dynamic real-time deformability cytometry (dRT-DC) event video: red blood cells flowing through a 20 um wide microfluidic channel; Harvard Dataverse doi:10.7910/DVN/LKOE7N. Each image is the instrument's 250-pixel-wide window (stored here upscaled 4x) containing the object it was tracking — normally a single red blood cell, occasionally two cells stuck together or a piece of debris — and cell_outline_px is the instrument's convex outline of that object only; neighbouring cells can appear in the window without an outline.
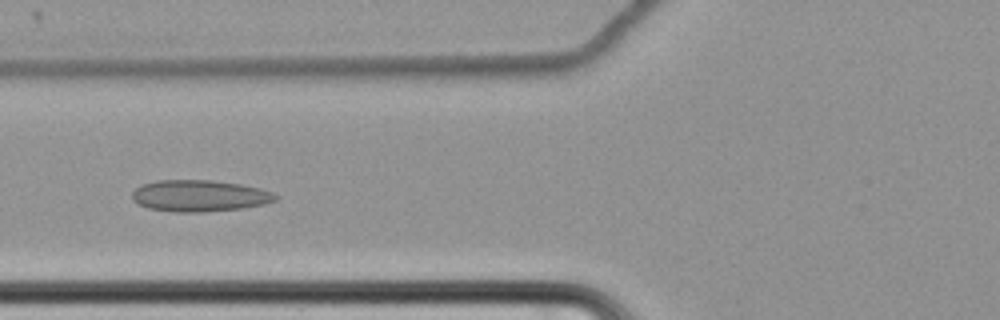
{"species": "common noctule bat (a hibernating species)", "species_latin": "Nyctalus noctula", "temperature_condition": "cold", "stored_images_in_passage": 54, "camera_frame_rate_fps": 3000, "um_per_image_px": 0.085, "animal": {"sex": "female", "body_mass_g": 22.7, "forearm_length_mm": 54.2}, "frame": {"image": 1, "passage_image": 25, "time_ms": 8.0, "image_size_px": [1000, 320], "cell_outline_px": [[276, 200], [264, 204], [240, 208], [204, 212], [172, 212], [148, 208], [132, 200], [132, 192], [136, 188], [144, 184], [156, 180], [212, 180], [240, 184], [260, 188], [272, 192], [276, 196]], "centroid_in_image_um": [16.93, 16.64], "position_along_channel_um": 108.9, "area_um2": 26.24}}
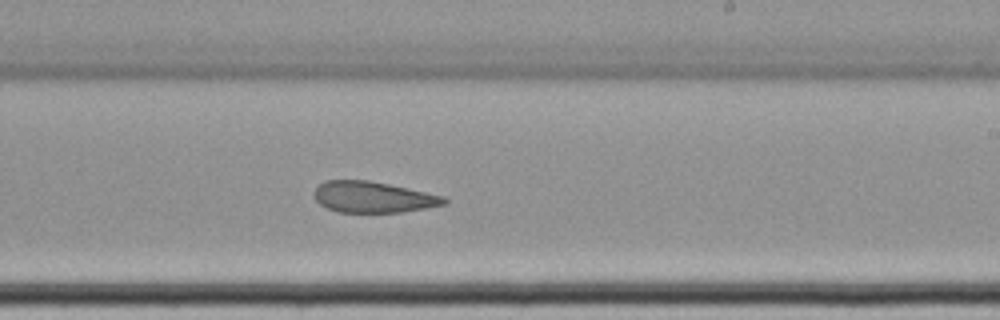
{"frame": {"image": 2, "passage_image": 38, "time_ms": 12.333, "image_size_px": [1000, 320], "cell_outline_px": [[448, 204], [400, 212], [340, 212], [328, 208], [320, 204], [316, 200], [312, 192], [324, 180], [368, 180], [388, 184], [444, 196], [448, 200]], "centroid_in_image_um": [31.7, 16.75], "position_along_channel_um": 257.3, "area_um2": 23.41}}
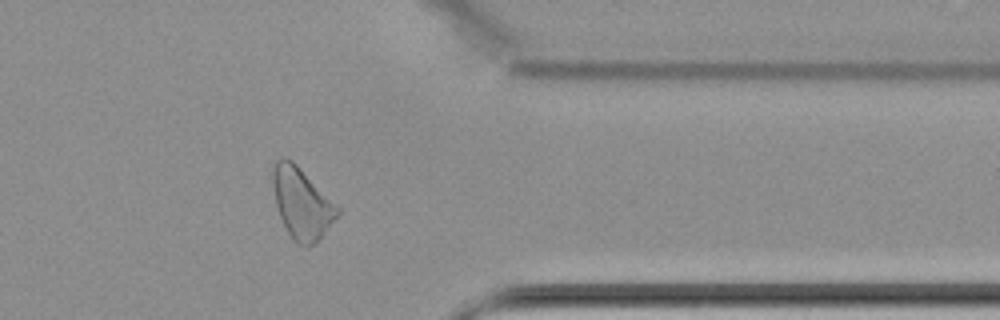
{"frame": {"image": 3, "passage_image": 50, "time_ms": 16.333, "image_size_px": [1000, 320], "cell_outline_px": [[340, 216], [308, 248], [296, 244], [292, 240], [280, 216], [276, 204], [272, 184], [272, 168], [276, 160], [280, 156], [284, 156], [292, 160], [340, 208]], "centroid_in_image_um": [25.63, 17.27], "position_along_channel_um": 385.8, "area_um2": 26.65}, "authors_computed_cell_mechanics": {"area_um2": 26.4724, "velocity_mm_per_s": 3.426, "shape_relaxation_time_tau1_ms": null, "shape_relaxation_time_tau2_ms": 2.465, "deformation_change_tau1": null, "deformation_change_tau2": 0.0954}}